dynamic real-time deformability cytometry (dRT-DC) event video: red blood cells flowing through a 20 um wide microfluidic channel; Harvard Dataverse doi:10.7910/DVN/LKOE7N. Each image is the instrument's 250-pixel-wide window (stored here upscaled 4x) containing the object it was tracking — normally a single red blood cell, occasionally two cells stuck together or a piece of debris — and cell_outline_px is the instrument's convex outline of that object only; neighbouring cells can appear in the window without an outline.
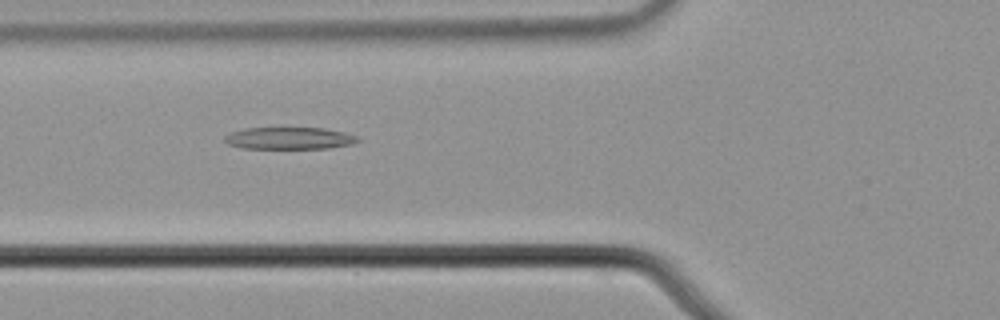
{"species": "common noctule bat (a hibernating species)", "species_latin": "Nyctalus noctula", "temperature_condition": "cold", "stored_images_in_passage": 41, "camera_frame_rate_fps": 3000, "um_per_image_px": 0.085, "animal": {"sex": "male", "body_mass_g": 21.5, "forearm_length_mm": 52.0}, "frame": {"image": 1, "passage_image": 7, "time_ms": 2.0, "image_size_px": [1000, 320], "cell_outline_px": [[360, 140], [352, 144], [328, 148], [240, 148], [228, 144], [224, 140], [224, 136], [228, 132], [244, 128], [324, 128], [344, 132], [356, 136]], "centroid_in_image_um": [24.54, 11.74], "position_along_channel_um": 101.3, "area_um2": 17.11}}
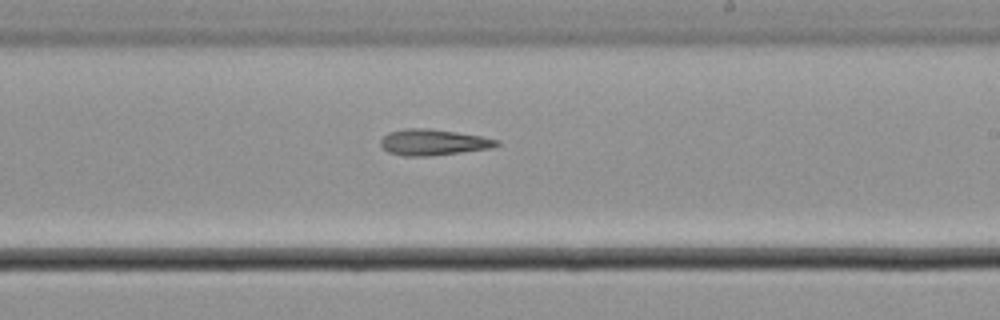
{"frame": {"image": 2, "passage_image": 19, "time_ms": 6.0, "image_size_px": [1000, 320], "cell_outline_px": [[500, 144], [492, 148], [428, 156], [404, 156], [388, 152], [380, 144], [380, 140], [388, 132], [404, 128], [432, 128], [480, 136], [500, 140]], "centroid_in_image_um": [36.81, 12.08], "position_along_channel_um": 252.2, "area_um2": 17.63}}
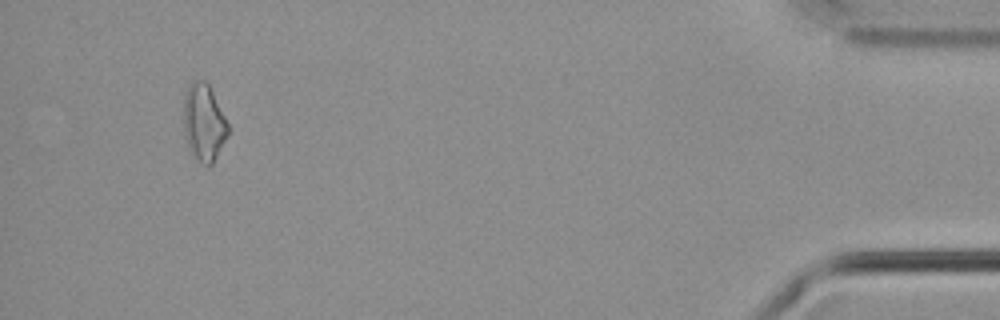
{"frame": {"image": 3, "passage_image": 38, "time_ms": 12.333, "image_size_px": [1000, 320], "cell_outline_px": [[228, 132], [212, 164], [208, 168], [200, 164], [192, 156], [184, 136], [184, 96], [192, 80], [204, 80], [208, 84], [228, 124]], "centroid_in_image_um": [17.29, 10.46], "position_along_channel_um": 417.9, "area_um2": 19.77}}